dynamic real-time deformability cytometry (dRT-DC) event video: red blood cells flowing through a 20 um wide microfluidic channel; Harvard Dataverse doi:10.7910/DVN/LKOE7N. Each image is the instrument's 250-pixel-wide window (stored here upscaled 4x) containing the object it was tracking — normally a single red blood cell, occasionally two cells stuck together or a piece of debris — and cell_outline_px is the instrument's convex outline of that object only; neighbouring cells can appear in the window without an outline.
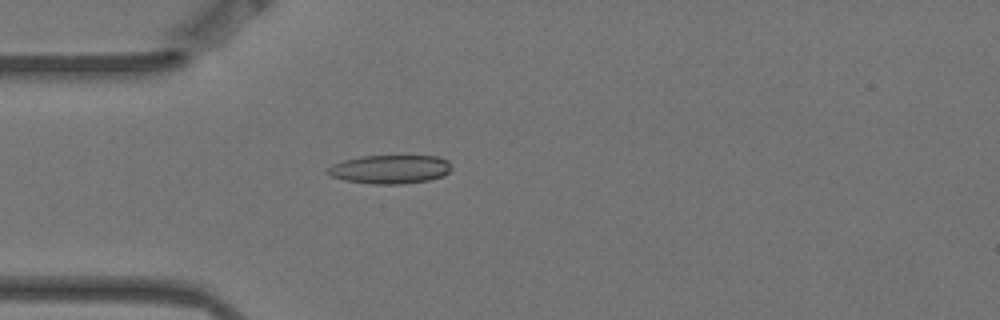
{"species": "Egyptian fruit bat (a non-hibernating species)", "species_latin": "Rousettus aegyptiacus", "temperature_condition": "warm", "stored_images_in_passage": 3, "camera_frame_rate_fps": 3000, "um_per_image_px": 0.085, "animal": {"sex": "female"}, "frame": {"image": 1, "passage_image": 3, "time_ms": 0.667, "image_size_px": [1000, 320], "cell_outline_px": [[452, 168], [444, 176], [428, 180], [400, 184], [372, 184], [344, 180], [332, 176], [324, 172], [332, 164], [344, 160], [360, 156], [436, 156], [448, 160]], "centroid_in_image_um": [33.14, 14.39], "position_along_channel_um": 51.9, "area_um2": 20.75}}